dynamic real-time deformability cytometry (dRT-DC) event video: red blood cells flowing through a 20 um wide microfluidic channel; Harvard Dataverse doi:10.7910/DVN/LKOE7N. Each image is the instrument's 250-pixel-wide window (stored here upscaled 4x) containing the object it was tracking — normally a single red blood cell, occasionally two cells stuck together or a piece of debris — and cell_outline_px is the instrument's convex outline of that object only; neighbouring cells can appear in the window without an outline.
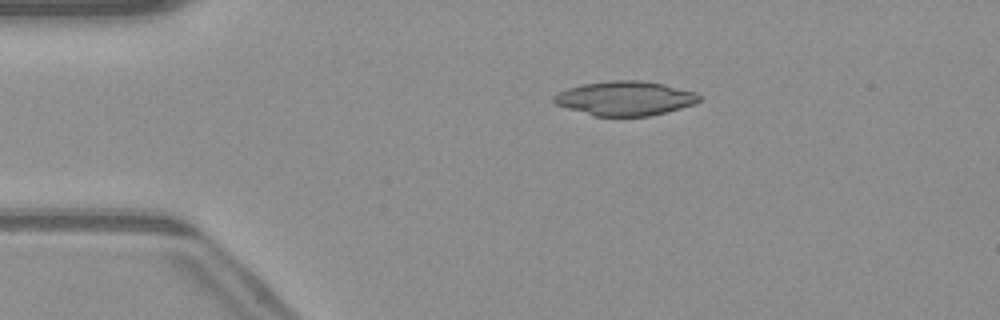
{"species": "common noctule bat (a hibernating species)", "species_latin": "Nyctalus noctula", "temperature_condition": "warm", "stored_images_in_passage": 45, "camera_frame_rate_fps": 3000, "um_per_image_px": 0.085, "animal": {"sex": "male", "body_mass_g": 23.1, "forearm_length_mm": 52.7}, "frame": {"image": 1, "passage_image": 5, "time_ms": 1.333, "image_size_px": [1000, 320], "cell_outline_px": [[700, 100], [696, 104], [648, 116], [592, 116], [556, 104], [552, 100], [552, 96], [568, 88], [580, 84], [612, 80], [640, 80], [664, 84], [696, 92], [700, 96]], "centroid_in_image_um": [53.12, 8.35], "position_along_channel_um": 31.9, "area_um2": 29.07}}